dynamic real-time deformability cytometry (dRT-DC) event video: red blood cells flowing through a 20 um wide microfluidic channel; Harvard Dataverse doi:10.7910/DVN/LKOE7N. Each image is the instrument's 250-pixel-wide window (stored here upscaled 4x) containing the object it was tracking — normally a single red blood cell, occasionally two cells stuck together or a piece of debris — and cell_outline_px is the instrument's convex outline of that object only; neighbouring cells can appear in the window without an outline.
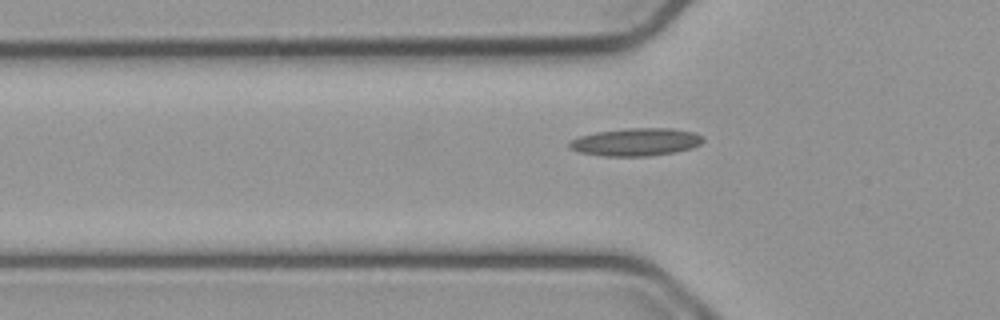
{"species": "common noctule bat (a hibernating species)", "species_latin": "Nyctalus noctula", "temperature_condition": "cold", "stored_images_in_passage": 36, "camera_frame_rate_fps": 3000, "um_per_image_px": 0.085, "animal": {"sex": "male", "body_mass_g": 23.1, "forearm_length_mm": 52.7}, "frame": {"image": 1, "passage_image": 6, "time_ms": 1.667, "image_size_px": [1000, 320], "cell_outline_px": [[704, 140], [700, 144], [692, 148], [676, 152], [648, 156], [604, 156], [580, 152], [572, 148], [568, 144], [572, 140], [580, 136], [596, 132], [628, 128], [672, 128], [692, 132], [704, 136]], "centroid_in_image_um": [54.1, 12.07], "position_along_channel_um": 71.7, "area_um2": 21.5}}
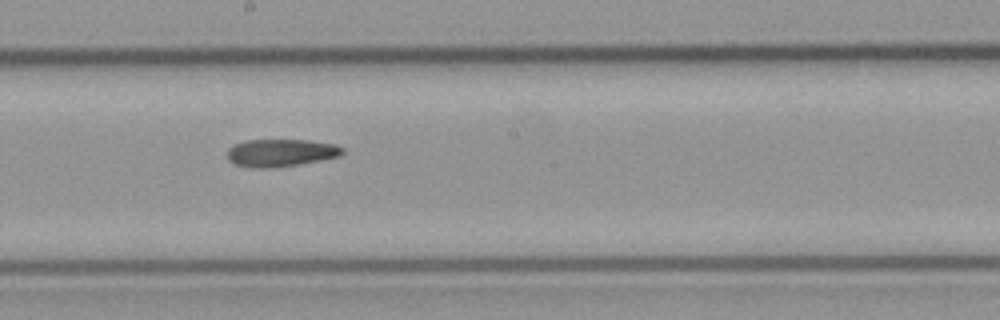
{"frame": {"image": 2, "passage_image": 18, "time_ms": 5.667, "image_size_px": [1000, 320], "cell_outline_px": [[344, 152], [340, 156], [320, 160], [296, 164], [264, 168], [256, 168], [236, 164], [228, 160], [228, 148], [232, 144], [244, 140], [308, 140], [336, 144], [344, 148]], "centroid_in_image_um": [23.86, 12.96], "position_along_channel_um": 224.3, "area_um2": 18.38}}
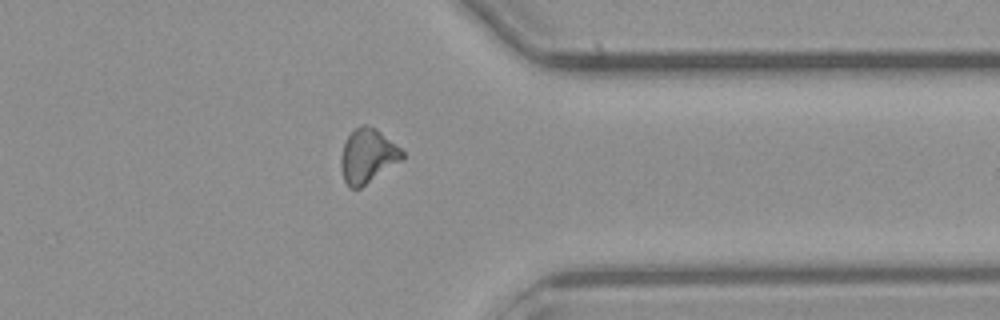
{"frame": {"image": 3, "passage_image": 31, "time_ms": 10.0, "image_size_px": [1000, 320], "cell_outline_px": [[404, 156], [400, 160], [360, 188], [348, 188], [344, 180], [340, 168], [340, 156], [344, 144], [348, 136], [356, 128], [364, 124], [368, 124], [376, 128], [400, 148], [404, 152]], "centroid_in_image_um": [31.21, 13.25], "position_along_channel_um": 380.2, "area_um2": 19.07}}